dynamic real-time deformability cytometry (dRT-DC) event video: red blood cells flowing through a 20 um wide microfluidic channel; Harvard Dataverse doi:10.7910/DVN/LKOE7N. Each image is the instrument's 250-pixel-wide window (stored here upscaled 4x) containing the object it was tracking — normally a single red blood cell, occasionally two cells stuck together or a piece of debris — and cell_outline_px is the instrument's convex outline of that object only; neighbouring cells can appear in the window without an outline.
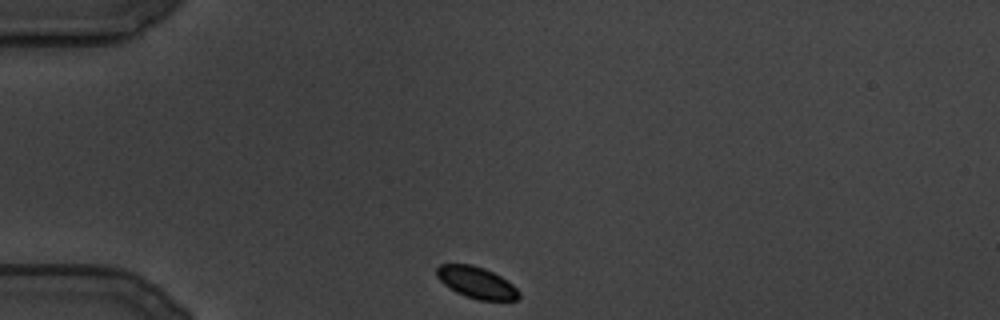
{"species": "common noctule bat (a hibernating species)", "species_latin": "Nyctalus noctula", "temperature_condition": "cold", "stored_images_in_passage": 96, "camera_frame_rate_fps": 3000, "um_per_image_px": 0.085, "animal": {"sex": "male", "body_mass_g": 19.5, "forearm_length_mm": 54.6}, "frame": {"image": 1, "passage_image": 1, "time_ms": 0.0, "image_size_px": [1000, 320], "cell_outline_px": [[520, 296], [516, 300], [480, 300], [464, 296], [456, 292], [444, 284], [436, 276], [436, 268], [440, 264], [472, 264], [484, 268], [500, 276], [512, 284], [520, 292]], "centroid_in_image_um": [40.49, 24.01], "position_along_channel_um": 44.5, "area_um2": 15.09}}
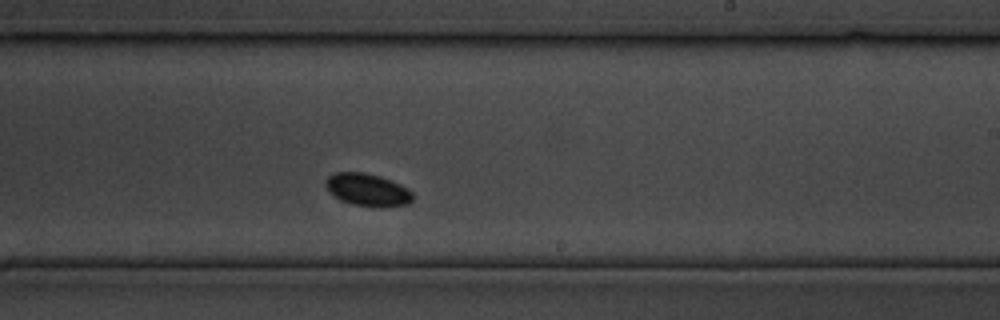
{"frame": {"image": 2, "passage_image": 47, "time_ms": 15.333, "image_size_px": [1000, 320], "cell_outline_px": [[412, 200], [408, 204], [384, 208], [380, 208], [352, 204], [340, 200], [328, 192], [324, 184], [324, 180], [328, 176], [336, 172], [364, 172], [380, 176], [400, 184], [408, 188], [412, 192]], "centroid_in_image_um": [31.22, 16.14], "position_along_channel_um": 257.8, "area_um2": 16.82}}
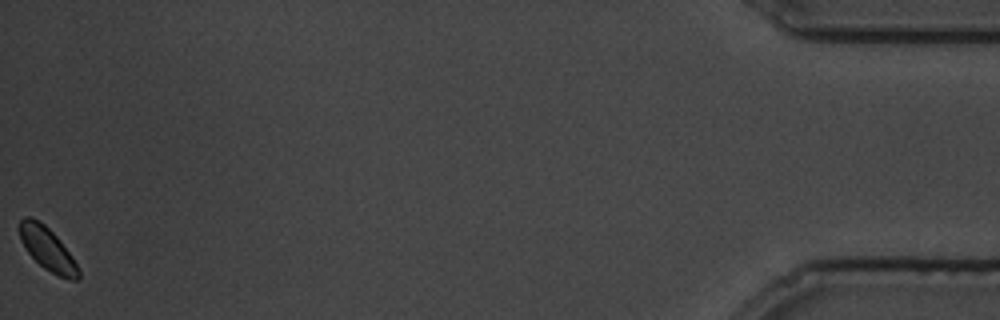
{"frame": {"image": 3, "passage_image": 96, "time_ms": 31.667, "image_size_px": [1000, 320], "cell_outline_px": [[80, 276], [76, 280], [68, 280], [44, 268], [28, 252], [20, 240], [20, 220], [24, 216], [28, 216], [44, 224], [60, 240], [72, 256], [80, 268]], "centroid_in_image_um": [4.06, 21.17], "position_along_channel_um": 431.1, "area_um2": 14.57}}